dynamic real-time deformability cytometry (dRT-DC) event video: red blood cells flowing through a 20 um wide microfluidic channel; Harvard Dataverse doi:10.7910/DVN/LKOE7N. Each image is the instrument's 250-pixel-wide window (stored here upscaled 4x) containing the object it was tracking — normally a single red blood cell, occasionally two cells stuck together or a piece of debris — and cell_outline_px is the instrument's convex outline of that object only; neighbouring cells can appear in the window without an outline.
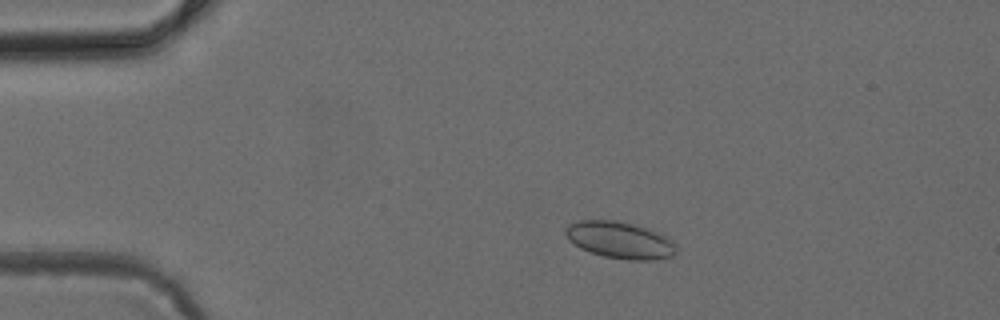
{"species": "common noctule bat (a hibernating species)", "species_latin": "Nyctalus noctula", "temperature_condition": "cold", "stored_images_in_passage": 47, "camera_frame_rate_fps": 3000, "um_per_image_px": 0.085, "animal": {"sex": "female", "body_mass_g": 24.6, "forearm_length_mm": 56.2}, "frame": {"image": 1, "passage_image": 8, "time_ms": 2.333, "image_size_px": [1000, 320], "cell_outline_px": [[676, 256], [652, 260], [628, 260], [604, 256], [580, 248], [568, 240], [564, 232], [564, 228], [568, 224], [580, 220], [616, 220], [636, 224], [652, 228], [660, 232], [672, 240], [676, 244]], "centroid_in_image_um": [52.73, 20.39], "position_along_channel_um": 32.3, "area_um2": 24.28}}
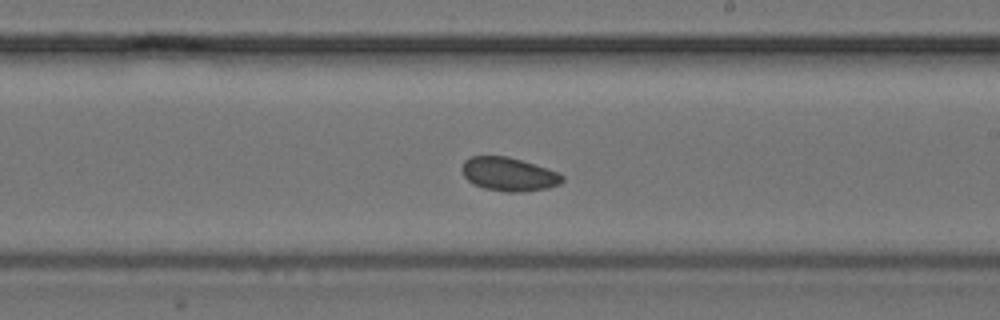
{"frame": {"image": 2, "passage_image": 27, "time_ms": 8.667, "image_size_px": [1000, 320], "cell_outline_px": [[564, 180], [560, 184], [548, 188], [524, 192], [504, 192], [484, 188], [472, 184], [464, 176], [460, 168], [464, 160], [472, 156], [508, 156], [560, 172], [564, 176]], "centroid_in_image_um": [43.25, 14.81], "position_along_channel_um": 245.8, "area_um2": 19.94}}
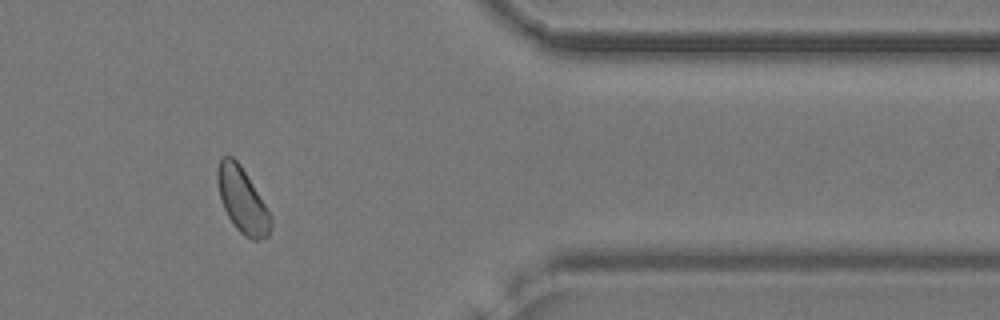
{"frame": {"image": 3, "passage_image": 39, "time_ms": 12.667, "image_size_px": [1000, 320], "cell_outline_px": [[272, 224], [268, 236], [256, 240], [252, 240], [244, 236], [236, 228], [228, 216], [220, 200], [216, 180], [216, 168], [220, 160], [224, 156], [232, 156], [240, 164], [272, 216]], "centroid_in_image_um": [20.58, 17.02], "position_along_channel_um": 390.8, "area_um2": 20.23}}